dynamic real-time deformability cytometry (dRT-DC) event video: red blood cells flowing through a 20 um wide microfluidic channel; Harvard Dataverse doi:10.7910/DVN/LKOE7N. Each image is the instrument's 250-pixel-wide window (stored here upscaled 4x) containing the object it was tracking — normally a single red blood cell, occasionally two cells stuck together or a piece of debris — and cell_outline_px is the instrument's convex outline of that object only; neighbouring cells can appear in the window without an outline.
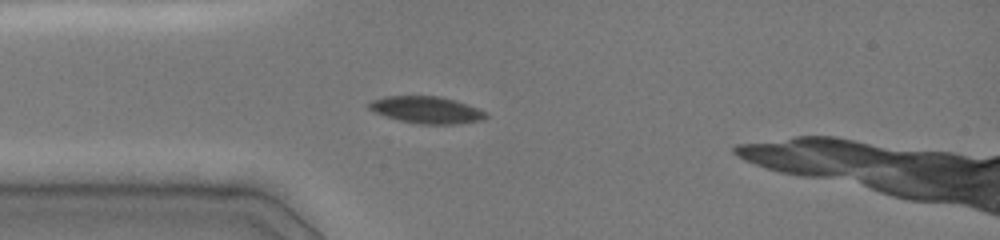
{"species": "common noctule bat (a hibernating species)", "species_latin": "Nyctalus noctula", "temperature_condition": "cold", "stored_images_in_passage": 36, "camera_frame_rate_fps": 3000, "um_per_image_px": 0.085, "animal": {"sex": "female", "body_mass_g": 19.0, "forearm_length_mm": 51.5}, "frame": {"image": 1, "passage_image": 9, "time_ms": 2.667, "image_size_px": [1000, 240], "cell_outline_px": [[488, 116], [484, 120], [456, 124], [420, 124], [400, 120], [376, 112], [368, 108], [364, 104], [372, 100], [384, 96], [440, 96], [488, 112]], "centroid_in_image_um": [36.24, 9.34], "position_along_channel_um": 48.8, "area_um2": 18.21}}
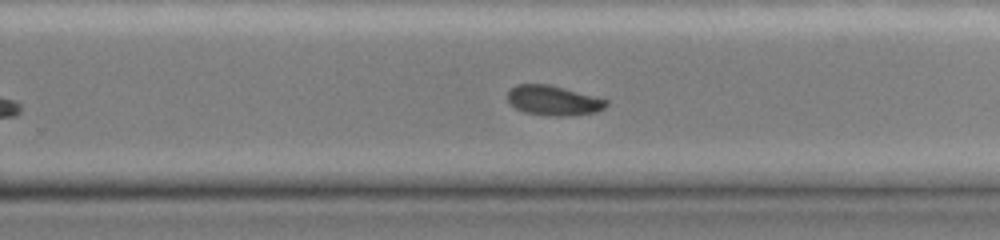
{"frame": {"image": 2, "passage_image": 27, "time_ms": 8.667, "image_size_px": [1000, 240], "cell_outline_px": [[608, 104], [604, 108], [596, 112], [560, 116], [552, 116], [524, 112], [508, 104], [508, 92], [516, 84], [548, 84], [608, 100]], "centroid_in_image_um": [47.0, 8.54], "position_along_channel_um": 282.8, "area_um2": 16.94}}
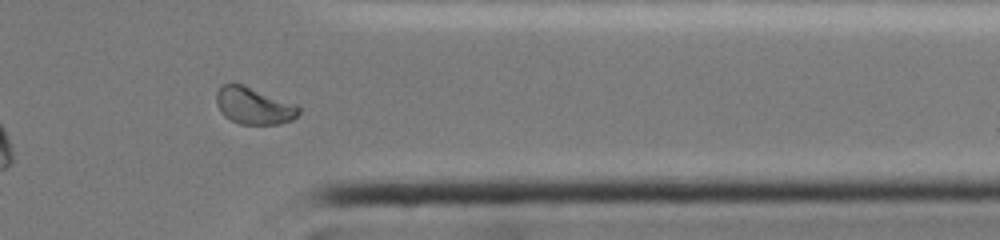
{"frame": {"image": 3, "passage_image": 35, "time_ms": 11.333, "image_size_px": [1000, 240], "cell_outline_px": [[300, 112], [292, 120], [280, 124], [240, 124], [224, 116], [220, 112], [216, 104], [216, 92], [224, 84], [244, 84], [296, 104], [300, 108]], "centroid_in_image_um": [21.57, 8.99], "position_along_channel_um": 389.8, "area_um2": 17.8}, "authors_computed_cell_mechanics": {"area_um2": 18.1781, "velocity_mm_per_s": 4.0126, "shape_relaxation_time_tau1_ms": 8.9551, "shape_relaxation_time_tau2_ms": null, "deformation_change_tau1": 0.1194, "deformation_change_tau2": null}}